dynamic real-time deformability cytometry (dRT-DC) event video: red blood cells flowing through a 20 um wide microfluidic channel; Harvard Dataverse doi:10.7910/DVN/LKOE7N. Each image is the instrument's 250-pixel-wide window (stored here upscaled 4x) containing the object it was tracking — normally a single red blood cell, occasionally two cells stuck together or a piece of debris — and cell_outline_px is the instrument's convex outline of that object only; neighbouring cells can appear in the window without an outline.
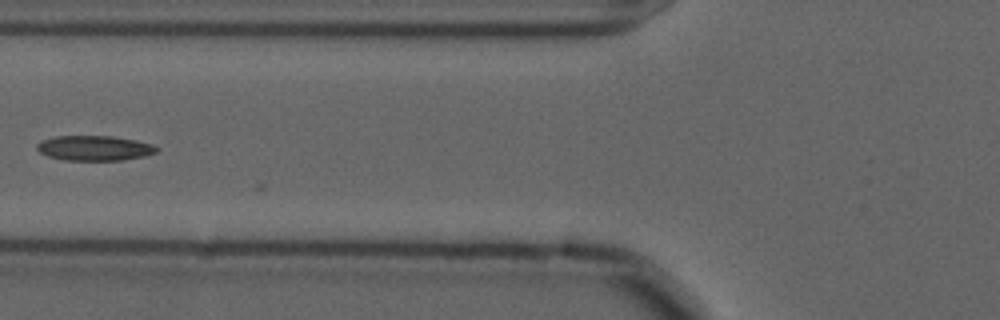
{"species": "common noctule bat (a hibernating species)", "species_latin": "Nyctalus noctula", "temperature_condition": "cold", "stored_images_in_passage": 6, "camera_frame_rate_fps": 3000, "um_per_image_px": 0.085, "animal": {"sex": "male", "forearm_length_mm": 52.5}, "frame": {"image": 1, "passage_image": 5, "time_ms": 1.333, "image_size_px": [1000, 320], "cell_outline_px": [[160, 148], [156, 152], [144, 156], [120, 160], [64, 160], [48, 156], [40, 152], [36, 148], [36, 144], [40, 140], [56, 136], [112, 136], [152, 144]], "centroid_in_image_um": [7.99, 12.58], "position_along_channel_um": 117.8, "area_um2": 17.34}}